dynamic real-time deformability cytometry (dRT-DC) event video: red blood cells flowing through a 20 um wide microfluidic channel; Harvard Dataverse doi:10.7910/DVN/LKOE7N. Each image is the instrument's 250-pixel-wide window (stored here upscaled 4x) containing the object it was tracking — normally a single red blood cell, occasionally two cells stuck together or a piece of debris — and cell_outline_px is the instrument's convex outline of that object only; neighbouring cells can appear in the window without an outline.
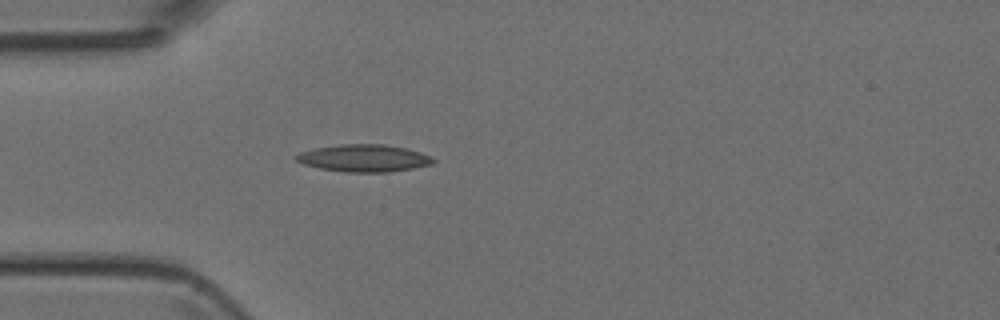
{"species": "Egyptian fruit bat (a non-hibernating species)", "species_latin": "Rousettus aegyptiacus", "temperature_condition": "room temperature", "stored_images_in_passage": 4, "camera_frame_rate_fps": 3000, "um_per_image_px": 0.085, "animal": {"sex": "female"}, "frame": {"image": 1, "passage_image": 4, "time_ms": 3.333, "image_size_px": [1000, 320], "cell_outline_px": [[436, 160], [432, 164], [412, 168], [388, 172], [344, 172], [320, 168], [304, 164], [296, 160], [296, 156], [300, 152], [316, 148], [340, 144], [384, 144], [404, 148], [420, 152]], "centroid_in_image_um": [30.93, 13.44], "position_along_channel_um": 54.1, "area_um2": 21.5}}